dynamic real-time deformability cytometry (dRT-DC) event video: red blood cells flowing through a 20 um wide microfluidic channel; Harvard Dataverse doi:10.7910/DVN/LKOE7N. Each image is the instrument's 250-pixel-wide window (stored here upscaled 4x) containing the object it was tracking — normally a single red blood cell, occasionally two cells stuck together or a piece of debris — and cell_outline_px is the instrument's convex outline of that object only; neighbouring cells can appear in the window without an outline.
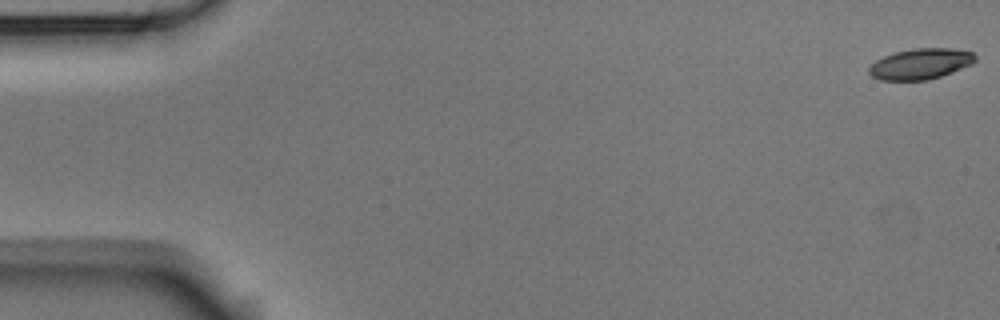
{"species": "Egyptian fruit bat (a non-hibernating species)", "species_latin": "Rousettus aegyptiacus", "temperature_condition": "room temperature", "stored_images_in_passage": 4, "camera_frame_rate_fps": 3000, "um_per_image_px": 0.085, "animal": {"sex": "male"}, "frame": {"image": 1, "passage_image": 1, "time_ms": 0.0, "image_size_px": [1000, 320], "cell_outline_px": [[976, 60], [972, 64], [940, 76], [928, 80], [880, 80], [872, 76], [868, 72], [868, 68], [876, 60], [892, 52], [916, 48], [952, 48], [972, 52], [976, 56]], "centroid_in_image_um": [78.23, 5.42], "position_along_channel_um": 6.8, "area_um2": 19.02}}